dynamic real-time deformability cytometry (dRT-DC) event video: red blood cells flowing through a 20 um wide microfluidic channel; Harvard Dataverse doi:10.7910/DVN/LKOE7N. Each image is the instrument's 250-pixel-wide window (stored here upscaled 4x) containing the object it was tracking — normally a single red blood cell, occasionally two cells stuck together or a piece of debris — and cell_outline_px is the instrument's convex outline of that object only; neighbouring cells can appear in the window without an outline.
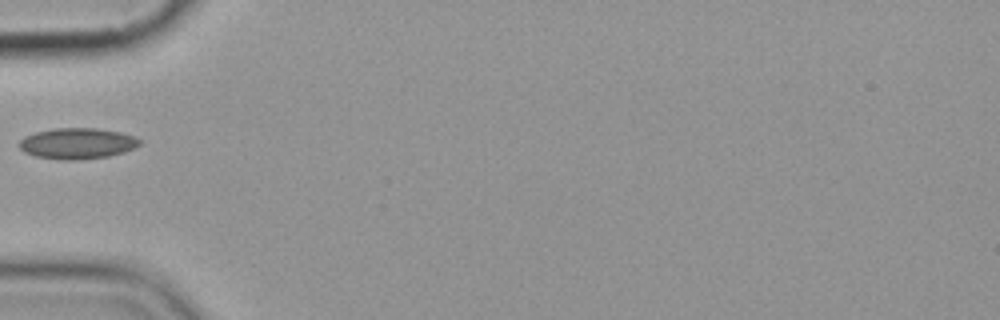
{"species": "common noctule bat (a hibernating species)", "species_latin": "Nyctalus noctula", "temperature_condition": "cold", "stored_images_in_passage": 2, "camera_frame_rate_fps": 3000, "um_per_image_px": 0.085, "animal": {"sex": "female", "body_mass_g": 19.9}, "frame": {"image": 1, "passage_image": 2, "time_ms": 1.0, "image_size_px": [1000, 320], "cell_outline_px": [[140, 144], [124, 152], [108, 156], [80, 160], [60, 160], [36, 156], [24, 152], [16, 144], [24, 136], [36, 132], [52, 128], [96, 128], [120, 132], [132, 136], [140, 140]], "centroid_in_image_um": [6.51, 12.19], "position_along_channel_um": 78.5, "area_um2": 21.73}}